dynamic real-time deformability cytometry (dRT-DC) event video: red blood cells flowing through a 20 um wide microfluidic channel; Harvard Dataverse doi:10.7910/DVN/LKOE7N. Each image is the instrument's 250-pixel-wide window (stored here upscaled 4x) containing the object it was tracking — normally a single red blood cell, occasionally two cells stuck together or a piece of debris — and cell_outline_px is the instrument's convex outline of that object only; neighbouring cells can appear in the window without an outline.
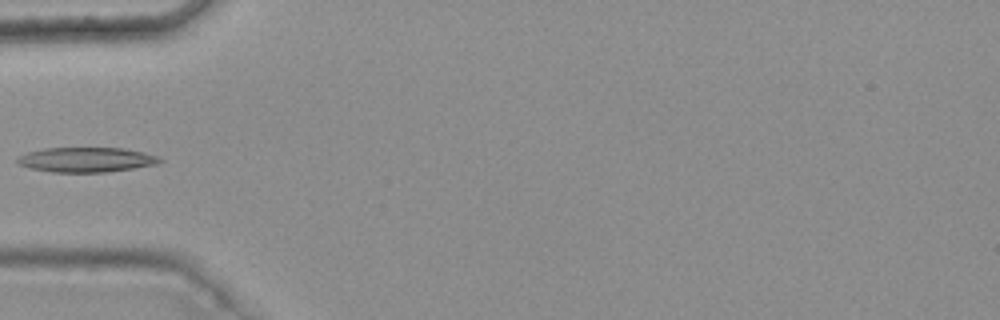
{"species": "common noctule bat (a hibernating species)", "species_latin": "Nyctalus noctula", "temperature_condition": "warm", "stored_images_in_passage": 6, "camera_frame_rate_fps": 3000, "um_per_image_px": 0.085, "animal": {"sex": "female", "body_mass_g": 25.1}, "frame": {"image": 1, "passage_image": 5, "time_ms": 1.333, "image_size_px": [1000, 320], "cell_outline_px": [[164, 160], [156, 164], [108, 172], [52, 172], [28, 168], [20, 164], [16, 160], [16, 156], [28, 152], [44, 148], [124, 148], [144, 152], [156, 156]], "centroid_in_image_um": [7.3, 13.57], "position_along_channel_um": 77.7, "area_um2": 20.58}}
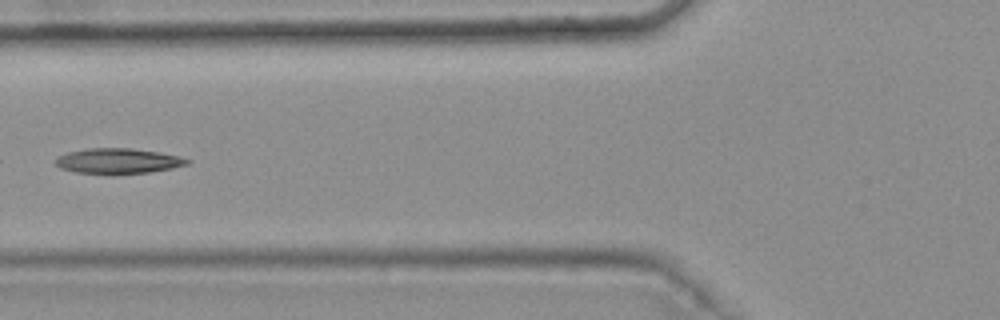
{"frame": {"image": 2, "passage_image": 6, "time_ms": 1.667, "image_size_px": [1000, 320], "cell_outline_px": [[192, 160], [188, 164], [172, 168], [148, 172], [76, 172], [60, 168], [56, 164], [56, 156], [68, 152], [88, 148], [132, 148], [180, 156]], "centroid_in_image_um": [10.04, 13.65], "position_along_channel_um": 115.8, "area_um2": 18.79}}